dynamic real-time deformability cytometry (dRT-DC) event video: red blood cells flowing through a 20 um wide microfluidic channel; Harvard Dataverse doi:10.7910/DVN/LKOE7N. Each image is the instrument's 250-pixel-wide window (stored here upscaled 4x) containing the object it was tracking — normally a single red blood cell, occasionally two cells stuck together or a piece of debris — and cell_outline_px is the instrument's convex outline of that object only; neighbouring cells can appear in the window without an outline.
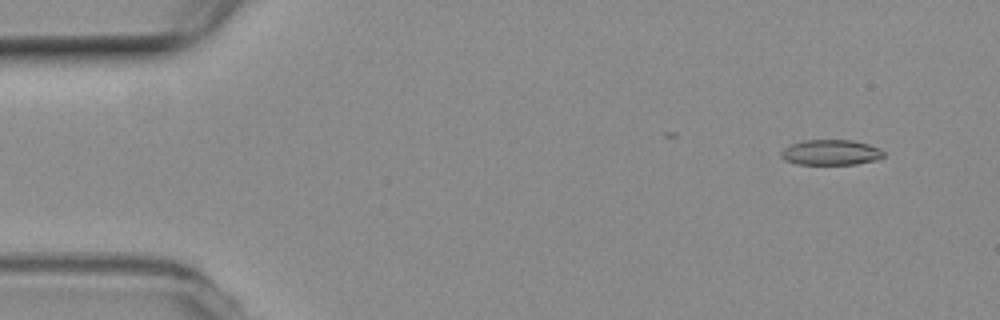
{"species": "common noctule bat (a hibernating species)", "species_latin": "Nyctalus noctula", "temperature_condition": "room temperature", "stored_images_in_passage": 12, "camera_frame_rate_fps": 3000, "um_per_image_px": 0.085, "animal": {"sex": "female", "body_mass_g": 19.3, "forearm_length_mm": 54.1}, "frame": {"image": 1, "passage_image": 5, "time_ms": 1.333, "image_size_px": [1000, 320], "cell_outline_px": [[884, 156], [876, 160], [856, 164], [796, 164], [784, 160], [780, 156], [780, 152], [784, 148], [792, 144], [804, 140], [852, 140], [868, 144], [880, 148], [884, 152]], "centroid_in_image_um": [70.61, 12.96], "position_along_channel_um": 14.4, "area_um2": 15.2}}